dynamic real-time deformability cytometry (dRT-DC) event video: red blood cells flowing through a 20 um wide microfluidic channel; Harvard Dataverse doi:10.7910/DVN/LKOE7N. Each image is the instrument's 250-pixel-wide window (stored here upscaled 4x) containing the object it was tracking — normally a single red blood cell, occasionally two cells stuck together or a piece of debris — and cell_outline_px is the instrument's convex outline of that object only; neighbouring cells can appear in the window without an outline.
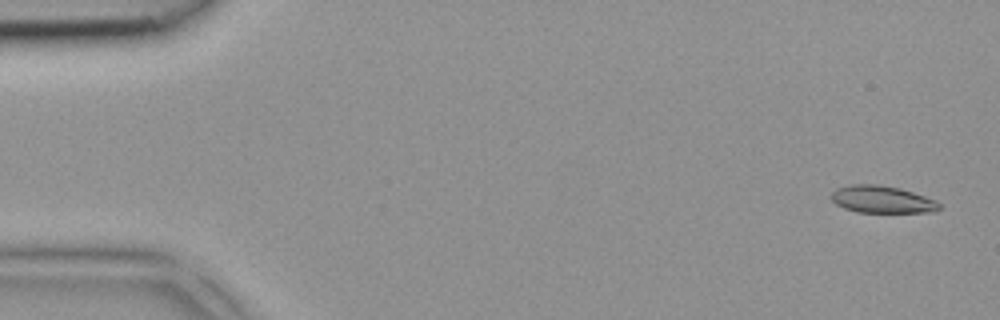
{"species": "common noctule bat (a hibernating species)", "species_latin": "Nyctalus noctula", "temperature_condition": "room temperature", "stored_images_in_passage": 5, "camera_frame_rate_fps": 3000, "um_per_image_px": 0.085, "animal": {"sex": "female", "body_mass_g": 18.4}, "frame": {"image": 1, "passage_image": 1, "time_ms": 0.0, "image_size_px": [1000, 320], "cell_outline_px": [[940, 208], [932, 212], [856, 212], [844, 208], [836, 204], [832, 200], [832, 192], [836, 188], [852, 184], [880, 184], [900, 188], [936, 200], [940, 204]], "centroid_in_image_um": [74.96, 16.94], "position_along_channel_um": 10.0, "area_um2": 17.11}}
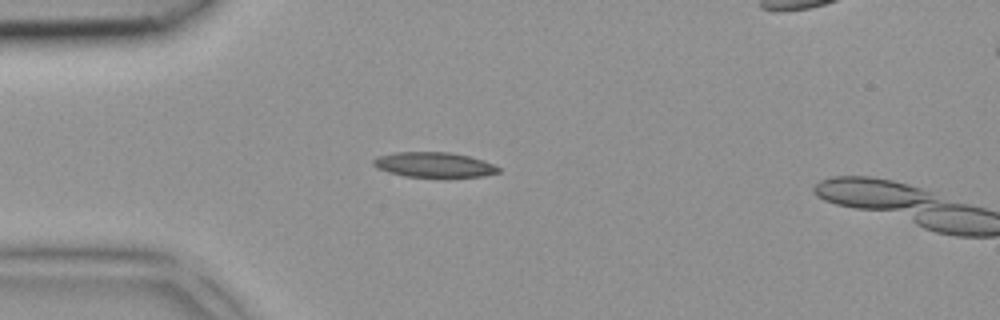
{"frame": {"image": 2, "passage_image": 4, "time_ms": 1.0, "image_size_px": [1000, 320], "cell_outline_px": [[500, 172], [484, 176], [444, 180], [404, 176], [388, 172], [376, 168], [372, 164], [372, 160], [376, 156], [396, 152], [448, 152], [468, 156], [484, 160], [500, 168]], "centroid_in_image_um": [36.9, 14.05], "position_along_channel_um": 48.1, "area_um2": 19.25}}